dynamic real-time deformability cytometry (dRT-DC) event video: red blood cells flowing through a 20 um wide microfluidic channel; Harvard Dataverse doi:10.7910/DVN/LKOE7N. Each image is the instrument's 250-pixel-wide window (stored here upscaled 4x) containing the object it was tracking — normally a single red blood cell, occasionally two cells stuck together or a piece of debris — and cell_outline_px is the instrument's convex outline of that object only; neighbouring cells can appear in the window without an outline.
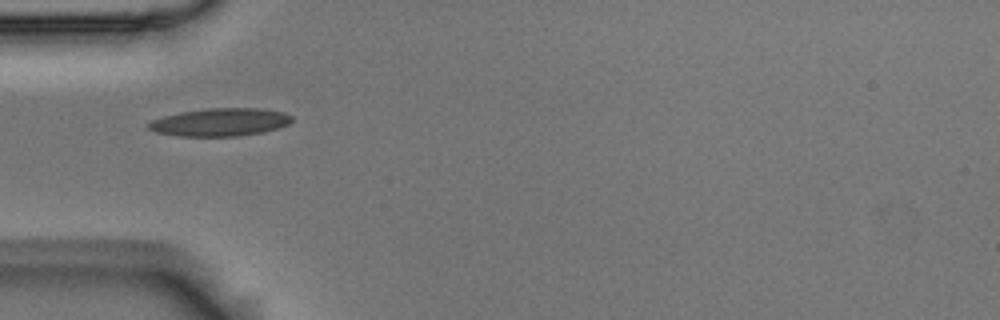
{"species": "Egyptian fruit bat (a non-hibernating species)", "species_latin": "Rousettus aegyptiacus", "temperature_condition": "room temperature", "stored_images_in_passage": 32, "camera_frame_rate_fps": 3000, "um_per_image_px": 0.085, "animal": {"sex": "male"}, "frame": {"image": 1, "passage_image": 1, "time_ms": 0.0, "image_size_px": [1000, 320], "cell_outline_px": [[292, 120], [288, 124], [264, 132], [240, 136], [176, 136], [156, 132], [148, 128], [148, 124], [152, 120], [164, 116], [180, 112], [208, 108], [260, 108], [284, 112], [292, 116]], "centroid_in_image_um": [18.72, 10.38], "position_along_channel_um": 66.3, "area_um2": 23.29}}
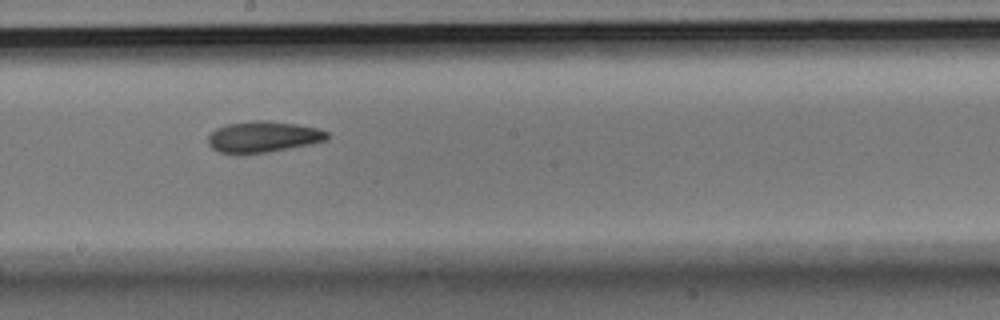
{"frame": {"image": 2, "passage_image": 14, "time_ms": 4.333, "image_size_px": [1000, 320], "cell_outline_px": [[328, 140], [312, 144], [268, 152], [220, 152], [212, 148], [208, 144], [208, 136], [216, 128], [228, 124], [252, 120], [264, 120], [296, 124], [316, 128], [328, 132]], "centroid_in_image_um": [22.4, 11.61], "position_along_channel_um": 225.8, "area_um2": 21.27}}
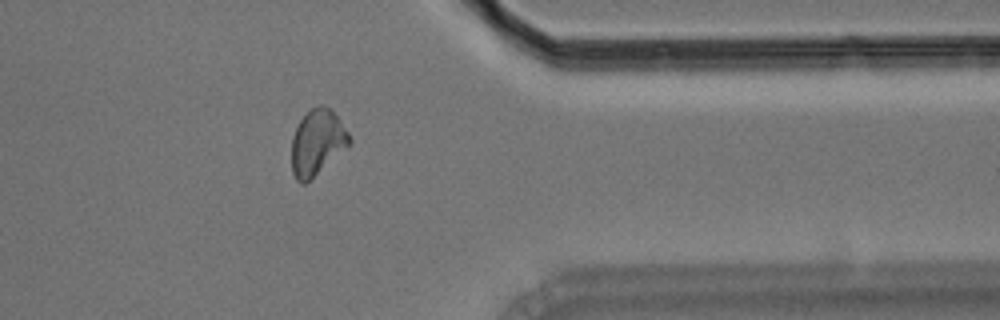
{"frame": {"image": 3, "passage_image": 28, "time_ms": 9.0, "image_size_px": [1000, 320], "cell_outline_px": [[352, 140], [348, 144], [304, 184], [300, 184], [296, 180], [292, 172], [292, 136], [300, 120], [312, 108], [320, 104], [332, 108], [348, 132]], "centroid_in_image_um": [26.94, 12.06], "position_along_channel_um": 384.5, "area_um2": 21.5}, "authors_computed_cell_mechanics": {"area_um2": 21.5594, "velocity_mm_per_s": 3.6715, "shape_relaxation_time_tau1_ms": 7.9318, "shape_relaxation_time_tau2_ms": 3.9968, "deformation_change_tau1": 0.1675, "deformation_change_tau2": 0.1051}}